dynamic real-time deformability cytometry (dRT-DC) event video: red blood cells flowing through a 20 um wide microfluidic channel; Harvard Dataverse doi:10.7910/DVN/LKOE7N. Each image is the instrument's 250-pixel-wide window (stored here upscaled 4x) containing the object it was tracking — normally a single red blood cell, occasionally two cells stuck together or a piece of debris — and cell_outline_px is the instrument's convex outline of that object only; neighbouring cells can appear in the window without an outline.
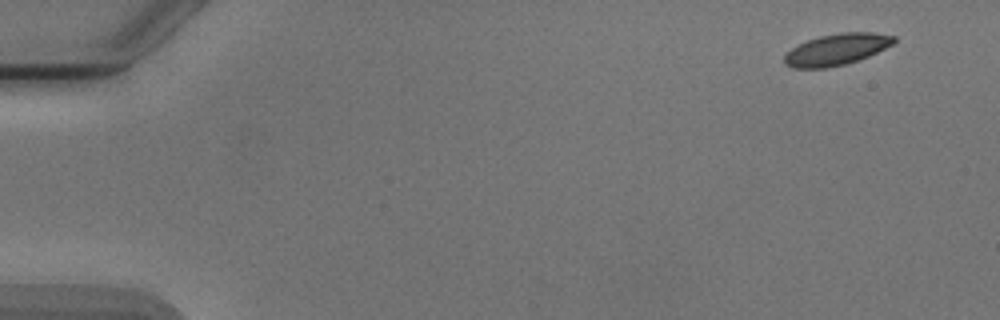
{"species": "Egyptian fruit bat (a non-hibernating species)", "species_latin": "Rousettus aegyptiacus", "temperature_condition": "cold", "stored_images_in_passage": 4, "camera_frame_rate_fps": 3000, "um_per_image_px": 0.085, "animal": {"sex": "male"}, "frame": {"image": 1, "passage_image": 1, "time_ms": 0.0, "image_size_px": [1000, 320], "cell_outline_px": [[896, 40], [892, 44], [868, 56], [844, 64], [824, 68], [792, 68], [784, 64], [784, 56], [792, 48], [808, 40], [820, 36], [840, 32], [872, 32], [896, 36]], "centroid_in_image_um": [71.1, 4.2], "position_along_channel_um": 13.9, "area_um2": 19.77}}
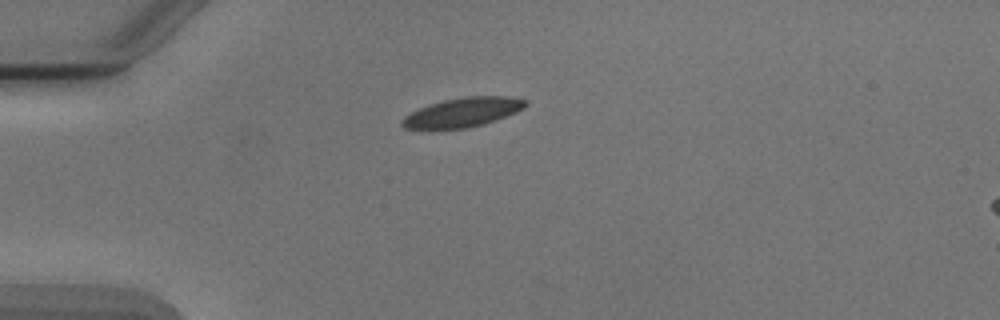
{"frame": {"image": 2, "passage_image": 4, "time_ms": 3.667, "image_size_px": [1000, 320], "cell_outline_px": [[528, 104], [524, 108], [516, 112], [484, 124], [464, 128], [404, 128], [400, 124], [400, 120], [404, 116], [428, 104], [444, 100], [464, 96], [508, 96], [524, 100]], "centroid_in_image_um": [39.33, 9.53], "position_along_channel_um": 45.7, "area_um2": 20.81}}